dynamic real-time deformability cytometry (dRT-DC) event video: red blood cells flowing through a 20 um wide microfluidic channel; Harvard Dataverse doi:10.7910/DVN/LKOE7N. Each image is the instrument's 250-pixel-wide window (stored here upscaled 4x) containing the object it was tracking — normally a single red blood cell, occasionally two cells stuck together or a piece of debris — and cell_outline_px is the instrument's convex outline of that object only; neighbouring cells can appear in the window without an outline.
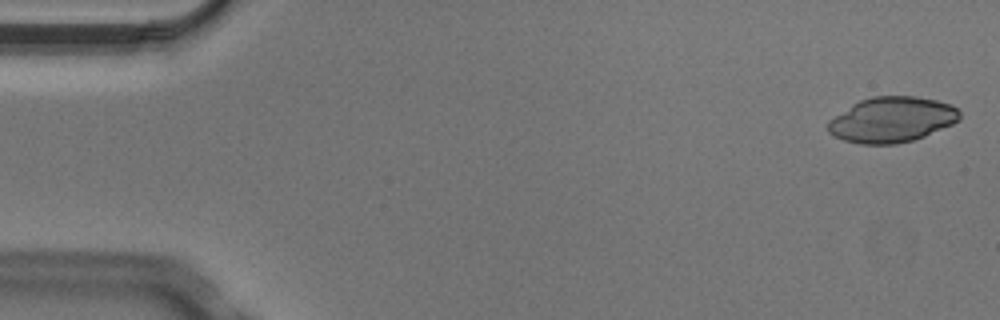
{"species": "Egyptian fruit bat (a non-hibernating species)", "species_latin": "Rousettus aegyptiacus", "temperature_condition": "cold", "stored_images_in_passage": 4, "camera_frame_rate_fps": 3000, "um_per_image_px": 0.085, "animal": {"sex": "male"}, "frame": {"image": 1, "passage_image": 1, "time_ms": 0.0, "image_size_px": [1000, 320], "cell_outline_px": [[960, 120], [952, 124], [924, 136], [912, 140], [896, 144], [860, 144], [844, 140], [828, 132], [828, 120], [852, 104], [860, 100], [872, 96], [916, 96], [936, 100], [952, 104], [960, 112]], "centroid_in_image_um": [75.81, 10.16], "position_along_channel_um": 9.2, "area_um2": 34.8}}